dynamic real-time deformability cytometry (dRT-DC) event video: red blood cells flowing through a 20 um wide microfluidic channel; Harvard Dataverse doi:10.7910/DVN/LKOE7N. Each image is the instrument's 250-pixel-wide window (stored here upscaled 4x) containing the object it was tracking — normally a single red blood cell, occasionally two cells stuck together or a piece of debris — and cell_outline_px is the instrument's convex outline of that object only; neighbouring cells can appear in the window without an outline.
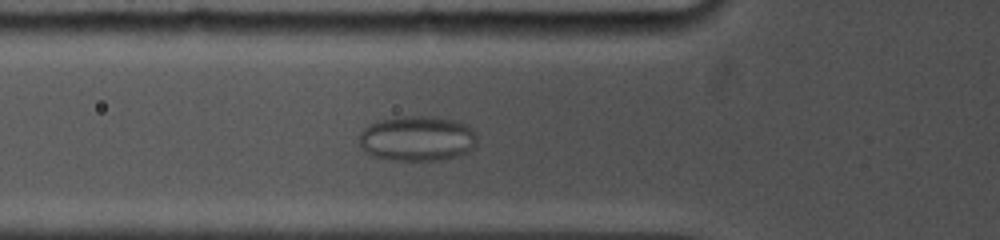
{"species": "common noctule bat (a hibernating species)", "species_latin": "Nyctalus noctula", "temperature_condition": "cold", "stored_images_in_passage": 34, "camera_frame_rate_fps": 5000, "um_per_image_px": 0.085, "animal": {"sex": "female", "body_mass_g": 19.0, "forearm_length_mm": 53.3}, "frame": {"image": 1, "passage_image": 10, "time_ms": 2.6, "image_size_px": [1000, 240], "cell_outline_px": [[476, 144], [468, 152], [460, 156], [440, 160], [392, 160], [376, 156], [364, 152], [360, 148], [360, 132], [368, 124], [380, 120], [400, 116], [436, 116], [456, 120], [468, 124], [476, 132]], "centroid_in_image_um": [35.49, 11.76], "position_along_channel_um": 90.3, "area_um2": 31.5}}